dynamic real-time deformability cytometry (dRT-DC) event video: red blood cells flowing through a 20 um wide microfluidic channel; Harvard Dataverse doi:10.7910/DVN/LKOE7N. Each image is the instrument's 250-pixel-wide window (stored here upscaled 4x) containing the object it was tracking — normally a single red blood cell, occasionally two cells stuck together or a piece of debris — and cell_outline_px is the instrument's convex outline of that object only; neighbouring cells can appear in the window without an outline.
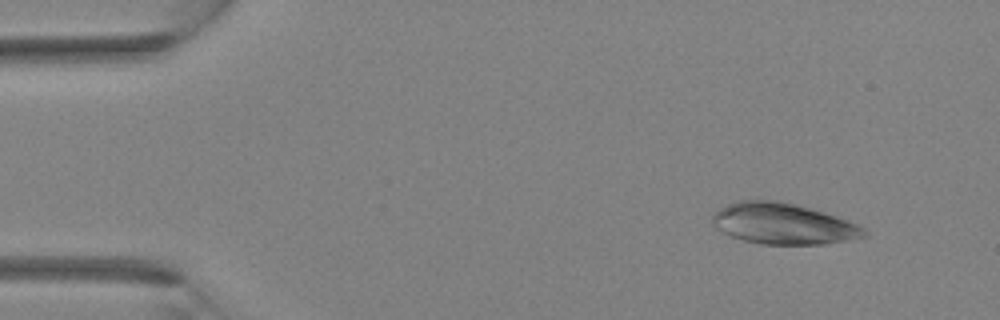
{"species": "Egyptian fruit bat (a non-hibernating species)", "species_latin": "Rousettus aegyptiacus", "temperature_condition": "room temperature", "stored_images_in_passage": 4, "camera_frame_rate_fps": 3000, "um_per_image_px": 0.085, "animal": {"sex": "female"}, "frame": {"image": 1, "passage_image": 2, "time_ms": 1.0, "image_size_px": [1000, 320], "cell_outline_px": [[868, 236], [848, 240], [824, 244], [760, 244], [744, 240], [732, 236], [716, 228], [712, 224], [712, 216], [720, 208], [728, 204], [740, 200], [780, 200], [812, 208], [848, 220], [864, 228], [868, 232]], "centroid_in_image_um": [66.59, 19.01], "position_along_channel_um": 18.4, "area_um2": 36.3}}
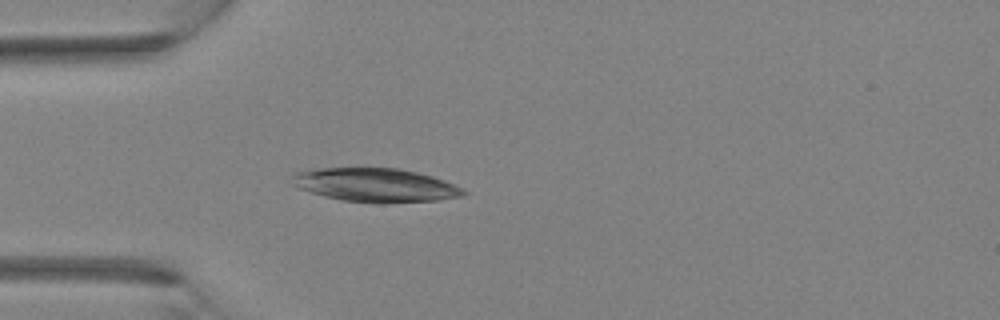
{"frame": {"image": 2, "passage_image": 4, "time_ms": 3.333, "image_size_px": [1000, 320], "cell_outline_px": [[468, 192], [464, 196], [440, 200], [384, 204], [376, 204], [344, 200], [324, 196], [300, 188], [292, 184], [292, 172], [316, 168], [400, 168], [432, 176], [444, 180]], "centroid_in_image_um": [31.92, 15.74], "position_along_channel_um": 53.1, "area_um2": 33.93}}